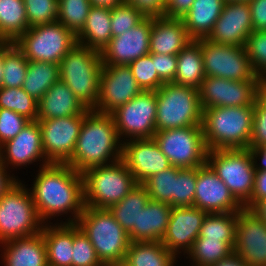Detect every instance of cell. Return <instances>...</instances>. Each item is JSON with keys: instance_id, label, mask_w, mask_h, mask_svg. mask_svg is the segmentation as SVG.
<instances>
[{"instance_id": "681fc988", "label": "cell", "mask_w": 266, "mask_h": 266, "mask_svg": "<svg viewBox=\"0 0 266 266\" xmlns=\"http://www.w3.org/2000/svg\"><path fill=\"white\" fill-rule=\"evenodd\" d=\"M266 143V106L259 100L255 102L252 133L249 148H257Z\"/></svg>"}, {"instance_id": "ac0fdd59", "label": "cell", "mask_w": 266, "mask_h": 266, "mask_svg": "<svg viewBox=\"0 0 266 266\" xmlns=\"http://www.w3.org/2000/svg\"><path fill=\"white\" fill-rule=\"evenodd\" d=\"M206 215V212L195 206L172 207L167 230L161 243L181 260L182 255L186 256L199 236Z\"/></svg>"}, {"instance_id": "f6af8a7d", "label": "cell", "mask_w": 266, "mask_h": 266, "mask_svg": "<svg viewBox=\"0 0 266 266\" xmlns=\"http://www.w3.org/2000/svg\"><path fill=\"white\" fill-rule=\"evenodd\" d=\"M145 17L140 10L125 2L111 9L112 37L126 33V31L135 27Z\"/></svg>"}, {"instance_id": "816d5d0a", "label": "cell", "mask_w": 266, "mask_h": 266, "mask_svg": "<svg viewBox=\"0 0 266 266\" xmlns=\"http://www.w3.org/2000/svg\"><path fill=\"white\" fill-rule=\"evenodd\" d=\"M133 5L145 16H164L166 0H124Z\"/></svg>"}, {"instance_id": "11a10c76", "label": "cell", "mask_w": 266, "mask_h": 266, "mask_svg": "<svg viewBox=\"0 0 266 266\" xmlns=\"http://www.w3.org/2000/svg\"><path fill=\"white\" fill-rule=\"evenodd\" d=\"M263 199H266V171H256L252 197L244 208L250 209L257 201Z\"/></svg>"}, {"instance_id": "d4e9b609", "label": "cell", "mask_w": 266, "mask_h": 266, "mask_svg": "<svg viewBox=\"0 0 266 266\" xmlns=\"http://www.w3.org/2000/svg\"><path fill=\"white\" fill-rule=\"evenodd\" d=\"M192 40L182 19L153 16L150 53L177 55Z\"/></svg>"}, {"instance_id": "484cf974", "label": "cell", "mask_w": 266, "mask_h": 266, "mask_svg": "<svg viewBox=\"0 0 266 266\" xmlns=\"http://www.w3.org/2000/svg\"><path fill=\"white\" fill-rule=\"evenodd\" d=\"M89 109L61 80L54 83L38 101L39 119L62 118L85 114Z\"/></svg>"}, {"instance_id": "bcb514c9", "label": "cell", "mask_w": 266, "mask_h": 266, "mask_svg": "<svg viewBox=\"0 0 266 266\" xmlns=\"http://www.w3.org/2000/svg\"><path fill=\"white\" fill-rule=\"evenodd\" d=\"M245 48L254 72L262 79L266 76V31H253Z\"/></svg>"}, {"instance_id": "3957f363", "label": "cell", "mask_w": 266, "mask_h": 266, "mask_svg": "<svg viewBox=\"0 0 266 266\" xmlns=\"http://www.w3.org/2000/svg\"><path fill=\"white\" fill-rule=\"evenodd\" d=\"M254 108L255 104L204 109L201 125L207 149L249 148Z\"/></svg>"}, {"instance_id": "4fadbf2b", "label": "cell", "mask_w": 266, "mask_h": 266, "mask_svg": "<svg viewBox=\"0 0 266 266\" xmlns=\"http://www.w3.org/2000/svg\"><path fill=\"white\" fill-rule=\"evenodd\" d=\"M111 115L122 142L153 138L156 132V91H142Z\"/></svg>"}, {"instance_id": "94428289", "label": "cell", "mask_w": 266, "mask_h": 266, "mask_svg": "<svg viewBox=\"0 0 266 266\" xmlns=\"http://www.w3.org/2000/svg\"><path fill=\"white\" fill-rule=\"evenodd\" d=\"M91 6L113 9L123 4L124 0H89Z\"/></svg>"}, {"instance_id": "db71d44e", "label": "cell", "mask_w": 266, "mask_h": 266, "mask_svg": "<svg viewBox=\"0 0 266 266\" xmlns=\"http://www.w3.org/2000/svg\"><path fill=\"white\" fill-rule=\"evenodd\" d=\"M195 0H166L164 16L169 18L184 17Z\"/></svg>"}, {"instance_id": "b9f144b4", "label": "cell", "mask_w": 266, "mask_h": 266, "mask_svg": "<svg viewBox=\"0 0 266 266\" xmlns=\"http://www.w3.org/2000/svg\"><path fill=\"white\" fill-rule=\"evenodd\" d=\"M128 66L142 91H157L164 84L152 62V53L141 56Z\"/></svg>"}, {"instance_id": "d6a6232c", "label": "cell", "mask_w": 266, "mask_h": 266, "mask_svg": "<svg viewBox=\"0 0 266 266\" xmlns=\"http://www.w3.org/2000/svg\"><path fill=\"white\" fill-rule=\"evenodd\" d=\"M149 200L146 187L137 184L119 203L110 206L108 210L130 237L138 229L139 213Z\"/></svg>"}, {"instance_id": "e7e4bbea", "label": "cell", "mask_w": 266, "mask_h": 266, "mask_svg": "<svg viewBox=\"0 0 266 266\" xmlns=\"http://www.w3.org/2000/svg\"><path fill=\"white\" fill-rule=\"evenodd\" d=\"M9 44L8 41L0 39V52Z\"/></svg>"}, {"instance_id": "f1b7e54d", "label": "cell", "mask_w": 266, "mask_h": 266, "mask_svg": "<svg viewBox=\"0 0 266 266\" xmlns=\"http://www.w3.org/2000/svg\"><path fill=\"white\" fill-rule=\"evenodd\" d=\"M76 36L78 44L103 52L112 38L111 9L91 6L85 24Z\"/></svg>"}, {"instance_id": "d6986e66", "label": "cell", "mask_w": 266, "mask_h": 266, "mask_svg": "<svg viewBox=\"0 0 266 266\" xmlns=\"http://www.w3.org/2000/svg\"><path fill=\"white\" fill-rule=\"evenodd\" d=\"M194 206L207 214L238 212L244 208L207 163L197 168Z\"/></svg>"}, {"instance_id": "74e56055", "label": "cell", "mask_w": 266, "mask_h": 266, "mask_svg": "<svg viewBox=\"0 0 266 266\" xmlns=\"http://www.w3.org/2000/svg\"><path fill=\"white\" fill-rule=\"evenodd\" d=\"M2 65V87H22L27 73L28 60L14 43H9L2 50Z\"/></svg>"}, {"instance_id": "680465c9", "label": "cell", "mask_w": 266, "mask_h": 266, "mask_svg": "<svg viewBox=\"0 0 266 266\" xmlns=\"http://www.w3.org/2000/svg\"><path fill=\"white\" fill-rule=\"evenodd\" d=\"M212 266H248L235 252Z\"/></svg>"}, {"instance_id": "6da1fadb", "label": "cell", "mask_w": 266, "mask_h": 266, "mask_svg": "<svg viewBox=\"0 0 266 266\" xmlns=\"http://www.w3.org/2000/svg\"><path fill=\"white\" fill-rule=\"evenodd\" d=\"M31 182L33 184L30 186L27 183V186L43 224L78 221L85 209L82 173L75 171L68 164L50 163L37 169Z\"/></svg>"}, {"instance_id": "ba28073f", "label": "cell", "mask_w": 266, "mask_h": 266, "mask_svg": "<svg viewBox=\"0 0 266 266\" xmlns=\"http://www.w3.org/2000/svg\"><path fill=\"white\" fill-rule=\"evenodd\" d=\"M25 183L18 180L0 198V243L14 238L31 237L41 232L43 223Z\"/></svg>"}, {"instance_id": "ffe728a7", "label": "cell", "mask_w": 266, "mask_h": 266, "mask_svg": "<svg viewBox=\"0 0 266 266\" xmlns=\"http://www.w3.org/2000/svg\"><path fill=\"white\" fill-rule=\"evenodd\" d=\"M233 251L248 266H266V223L249 209L237 212Z\"/></svg>"}, {"instance_id": "003e7915", "label": "cell", "mask_w": 266, "mask_h": 266, "mask_svg": "<svg viewBox=\"0 0 266 266\" xmlns=\"http://www.w3.org/2000/svg\"><path fill=\"white\" fill-rule=\"evenodd\" d=\"M262 81H263L264 83H266V76L262 79Z\"/></svg>"}, {"instance_id": "836d02e7", "label": "cell", "mask_w": 266, "mask_h": 266, "mask_svg": "<svg viewBox=\"0 0 266 266\" xmlns=\"http://www.w3.org/2000/svg\"><path fill=\"white\" fill-rule=\"evenodd\" d=\"M28 29L24 0H0V39L14 43Z\"/></svg>"}, {"instance_id": "7c38bea8", "label": "cell", "mask_w": 266, "mask_h": 266, "mask_svg": "<svg viewBox=\"0 0 266 266\" xmlns=\"http://www.w3.org/2000/svg\"><path fill=\"white\" fill-rule=\"evenodd\" d=\"M205 74L233 81L262 80L249 61L245 46L217 44L200 39Z\"/></svg>"}, {"instance_id": "52a82bcc", "label": "cell", "mask_w": 266, "mask_h": 266, "mask_svg": "<svg viewBox=\"0 0 266 266\" xmlns=\"http://www.w3.org/2000/svg\"><path fill=\"white\" fill-rule=\"evenodd\" d=\"M156 99V131L202 126L203 110L197 88L164 83L156 91Z\"/></svg>"}, {"instance_id": "be15d7a7", "label": "cell", "mask_w": 266, "mask_h": 266, "mask_svg": "<svg viewBox=\"0 0 266 266\" xmlns=\"http://www.w3.org/2000/svg\"><path fill=\"white\" fill-rule=\"evenodd\" d=\"M3 79V65H2V51L0 52V88L2 87Z\"/></svg>"}, {"instance_id": "30bf717a", "label": "cell", "mask_w": 266, "mask_h": 266, "mask_svg": "<svg viewBox=\"0 0 266 266\" xmlns=\"http://www.w3.org/2000/svg\"><path fill=\"white\" fill-rule=\"evenodd\" d=\"M206 163L243 206L251 199L256 170L248 148L208 150Z\"/></svg>"}, {"instance_id": "6125c7cd", "label": "cell", "mask_w": 266, "mask_h": 266, "mask_svg": "<svg viewBox=\"0 0 266 266\" xmlns=\"http://www.w3.org/2000/svg\"><path fill=\"white\" fill-rule=\"evenodd\" d=\"M258 99L266 106V83L263 81L259 86Z\"/></svg>"}, {"instance_id": "603a6c76", "label": "cell", "mask_w": 266, "mask_h": 266, "mask_svg": "<svg viewBox=\"0 0 266 266\" xmlns=\"http://www.w3.org/2000/svg\"><path fill=\"white\" fill-rule=\"evenodd\" d=\"M122 160L138 184L172 165L153 138L123 142Z\"/></svg>"}, {"instance_id": "8fae6325", "label": "cell", "mask_w": 266, "mask_h": 266, "mask_svg": "<svg viewBox=\"0 0 266 266\" xmlns=\"http://www.w3.org/2000/svg\"><path fill=\"white\" fill-rule=\"evenodd\" d=\"M153 139L172 166L182 169L206 164L208 149L202 126L156 131Z\"/></svg>"}, {"instance_id": "cb8c5ba5", "label": "cell", "mask_w": 266, "mask_h": 266, "mask_svg": "<svg viewBox=\"0 0 266 266\" xmlns=\"http://www.w3.org/2000/svg\"><path fill=\"white\" fill-rule=\"evenodd\" d=\"M1 266H48L42 233L0 243Z\"/></svg>"}, {"instance_id": "8d00e7d4", "label": "cell", "mask_w": 266, "mask_h": 266, "mask_svg": "<svg viewBox=\"0 0 266 266\" xmlns=\"http://www.w3.org/2000/svg\"><path fill=\"white\" fill-rule=\"evenodd\" d=\"M236 225L237 212L207 214L198 237L226 242L233 249Z\"/></svg>"}, {"instance_id": "f5cc1de1", "label": "cell", "mask_w": 266, "mask_h": 266, "mask_svg": "<svg viewBox=\"0 0 266 266\" xmlns=\"http://www.w3.org/2000/svg\"><path fill=\"white\" fill-rule=\"evenodd\" d=\"M253 31H266V0H249Z\"/></svg>"}, {"instance_id": "7a4b0ae2", "label": "cell", "mask_w": 266, "mask_h": 266, "mask_svg": "<svg viewBox=\"0 0 266 266\" xmlns=\"http://www.w3.org/2000/svg\"><path fill=\"white\" fill-rule=\"evenodd\" d=\"M123 142L111 114L89 109L84 114L72 158L66 163L75 171L109 165L122 159Z\"/></svg>"}, {"instance_id": "5bb4252c", "label": "cell", "mask_w": 266, "mask_h": 266, "mask_svg": "<svg viewBox=\"0 0 266 266\" xmlns=\"http://www.w3.org/2000/svg\"><path fill=\"white\" fill-rule=\"evenodd\" d=\"M262 80L233 81L206 76L199 90L202 110L213 107L252 106Z\"/></svg>"}, {"instance_id": "7402d4cb", "label": "cell", "mask_w": 266, "mask_h": 266, "mask_svg": "<svg viewBox=\"0 0 266 266\" xmlns=\"http://www.w3.org/2000/svg\"><path fill=\"white\" fill-rule=\"evenodd\" d=\"M251 32L253 25L248 1L225 2L212 32L206 39L217 44L245 46Z\"/></svg>"}, {"instance_id": "ab89813d", "label": "cell", "mask_w": 266, "mask_h": 266, "mask_svg": "<svg viewBox=\"0 0 266 266\" xmlns=\"http://www.w3.org/2000/svg\"><path fill=\"white\" fill-rule=\"evenodd\" d=\"M0 108L14 111L31 121L37 120L38 101L28 95L22 87L0 88Z\"/></svg>"}, {"instance_id": "9a60e30c", "label": "cell", "mask_w": 266, "mask_h": 266, "mask_svg": "<svg viewBox=\"0 0 266 266\" xmlns=\"http://www.w3.org/2000/svg\"><path fill=\"white\" fill-rule=\"evenodd\" d=\"M83 121L84 114L38 120L49 163L66 164L72 158Z\"/></svg>"}, {"instance_id": "c3c4849f", "label": "cell", "mask_w": 266, "mask_h": 266, "mask_svg": "<svg viewBox=\"0 0 266 266\" xmlns=\"http://www.w3.org/2000/svg\"><path fill=\"white\" fill-rule=\"evenodd\" d=\"M30 121L14 111L0 108V146L15 138Z\"/></svg>"}, {"instance_id": "ee69618b", "label": "cell", "mask_w": 266, "mask_h": 266, "mask_svg": "<svg viewBox=\"0 0 266 266\" xmlns=\"http://www.w3.org/2000/svg\"><path fill=\"white\" fill-rule=\"evenodd\" d=\"M72 266H104L98 259L88 237L73 223Z\"/></svg>"}, {"instance_id": "8992f818", "label": "cell", "mask_w": 266, "mask_h": 266, "mask_svg": "<svg viewBox=\"0 0 266 266\" xmlns=\"http://www.w3.org/2000/svg\"><path fill=\"white\" fill-rule=\"evenodd\" d=\"M82 176L85 206L92 208L108 209L119 203L138 184L122 159L89 168Z\"/></svg>"}, {"instance_id": "60d3db41", "label": "cell", "mask_w": 266, "mask_h": 266, "mask_svg": "<svg viewBox=\"0 0 266 266\" xmlns=\"http://www.w3.org/2000/svg\"><path fill=\"white\" fill-rule=\"evenodd\" d=\"M90 7L89 0H59L58 21L77 35L85 24Z\"/></svg>"}, {"instance_id": "e0dca14e", "label": "cell", "mask_w": 266, "mask_h": 266, "mask_svg": "<svg viewBox=\"0 0 266 266\" xmlns=\"http://www.w3.org/2000/svg\"><path fill=\"white\" fill-rule=\"evenodd\" d=\"M141 92L128 65H103L98 102L92 110L111 114Z\"/></svg>"}, {"instance_id": "03108f58", "label": "cell", "mask_w": 266, "mask_h": 266, "mask_svg": "<svg viewBox=\"0 0 266 266\" xmlns=\"http://www.w3.org/2000/svg\"><path fill=\"white\" fill-rule=\"evenodd\" d=\"M232 1H249V0H225V2H232Z\"/></svg>"}, {"instance_id": "83f0119b", "label": "cell", "mask_w": 266, "mask_h": 266, "mask_svg": "<svg viewBox=\"0 0 266 266\" xmlns=\"http://www.w3.org/2000/svg\"><path fill=\"white\" fill-rule=\"evenodd\" d=\"M172 207L150 199L140 211L138 229L129 237L131 242L161 241L169 223Z\"/></svg>"}, {"instance_id": "d590c367", "label": "cell", "mask_w": 266, "mask_h": 266, "mask_svg": "<svg viewBox=\"0 0 266 266\" xmlns=\"http://www.w3.org/2000/svg\"><path fill=\"white\" fill-rule=\"evenodd\" d=\"M233 252L226 242L197 237L184 262L188 259L189 266H212Z\"/></svg>"}, {"instance_id": "7bdbcfd3", "label": "cell", "mask_w": 266, "mask_h": 266, "mask_svg": "<svg viewBox=\"0 0 266 266\" xmlns=\"http://www.w3.org/2000/svg\"><path fill=\"white\" fill-rule=\"evenodd\" d=\"M29 28L58 21L59 0H24Z\"/></svg>"}, {"instance_id": "277c9868", "label": "cell", "mask_w": 266, "mask_h": 266, "mask_svg": "<svg viewBox=\"0 0 266 266\" xmlns=\"http://www.w3.org/2000/svg\"><path fill=\"white\" fill-rule=\"evenodd\" d=\"M76 224L88 237L104 266L122 265L131 241L108 209L85 206Z\"/></svg>"}, {"instance_id": "9f6ffc18", "label": "cell", "mask_w": 266, "mask_h": 266, "mask_svg": "<svg viewBox=\"0 0 266 266\" xmlns=\"http://www.w3.org/2000/svg\"><path fill=\"white\" fill-rule=\"evenodd\" d=\"M18 180H20L18 175L14 176L0 161V198Z\"/></svg>"}, {"instance_id": "f35d334b", "label": "cell", "mask_w": 266, "mask_h": 266, "mask_svg": "<svg viewBox=\"0 0 266 266\" xmlns=\"http://www.w3.org/2000/svg\"><path fill=\"white\" fill-rule=\"evenodd\" d=\"M181 168L172 166L152 175L143 183L150 199L175 207V187L177 173Z\"/></svg>"}, {"instance_id": "5b68a950", "label": "cell", "mask_w": 266, "mask_h": 266, "mask_svg": "<svg viewBox=\"0 0 266 266\" xmlns=\"http://www.w3.org/2000/svg\"><path fill=\"white\" fill-rule=\"evenodd\" d=\"M101 53L76 44L60 61V80L88 108L98 102L102 73Z\"/></svg>"}, {"instance_id": "44dd1931", "label": "cell", "mask_w": 266, "mask_h": 266, "mask_svg": "<svg viewBox=\"0 0 266 266\" xmlns=\"http://www.w3.org/2000/svg\"><path fill=\"white\" fill-rule=\"evenodd\" d=\"M153 16H146L135 27L112 37L101 52L103 65H129L132 61L150 53V31Z\"/></svg>"}, {"instance_id": "f546056e", "label": "cell", "mask_w": 266, "mask_h": 266, "mask_svg": "<svg viewBox=\"0 0 266 266\" xmlns=\"http://www.w3.org/2000/svg\"><path fill=\"white\" fill-rule=\"evenodd\" d=\"M225 0H195L182 20L192 39L207 38L219 18Z\"/></svg>"}, {"instance_id": "4316f807", "label": "cell", "mask_w": 266, "mask_h": 266, "mask_svg": "<svg viewBox=\"0 0 266 266\" xmlns=\"http://www.w3.org/2000/svg\"><path fill=\"white\" fill-rule=\"evenodd\" d=\"M48 266H72L73 223L43 224Z\"/></svg>"}, {"instance_id": "91938a15", "label": "cell", "mask_w": 266, "mask_h": 266, "mask_svg": "<svg viewBox=\"0 0 266 266\" xmlns=\"http://www.w3.org/2000/svg\"><path fill=\"white\" fill-rule=\"evenodd\" d=\"M249 210L266 223V199L257 201Z\"/></svg>"}, {"instance_id": "e575fe53", "label": "cell", "mask_w": 266, "mask_h": 266, "mask_svg": "<svg viewBox=\"0 0 266 266\" xmlns=\"http://www.w3.org/2000/svg\"><path fill=\"white\" fill-rule=\"evenodd\" d=\"M60 80L59 64L28 61V68L22 88L39 101L46 91Z\"/></svg>"}, {"instance_id": "6f0895ef", "label": "cell", "mask_w": 266, "mask_h": 266, "mask_svg": "<svg viewBox=\"0 0 266 266\" xmlns=\"http://www.w3.org/2000/svg\"><path fill=\"white\" fill-rule=\"evenodd\" d=\"M256 171H266V143L257 148H248ZM259 161V162H258Z\"/></svg>"}, {"instance_id": "9c48e42d", "label": "cell", "mask_w": 266, "mask_h": 266, "mask_svg": "<svg viewBox=\"0 0 266 266\" xmlns=\"http://www.w3.org/2000/svg\"><path fill=\"white\" fill-rule=\"evenodd\" d=\"M77 43V36L59 21L31 27L14 42L28 61L56 64Z\"/></svg>"}, {"instance_id": "2e32d148", "label": "cell", "mask_w": 266, "mask_h": 266, "mask_svg": "<svg viewBox=\"0 0 266 266\" xmlns=\"http://www.w3.org/2000/svg\"><path fill=\"white\" fill-rule=\"evenodd\" d=\"M0 161L14 176L13 171L17 168L26 170L29 165L40 168L50 164L43 151L42 133L37 120L30 121L15 138L0 146Z\"/></svg>"}, {"instance_id": "f907efd6", "label": "cell", "mask_w": 266, "mask_h": 266, "mask_svg": "<svg viewBox=\"0 0 266 266\" xmlns=\"http://www.w3.org/2000/svg\"><path fill=\"white\" fill-rule=\"evenodd\" d=\"M152 62L159 78L164 83L174 82L177 70V55L152 54Z\"/></svg>"}, {"instance_id": "1f68e13d", "label": "cell", "mask_w": 266, "mask_h": 266, "mask_svg": "<svg viewBox=\"0 0 266 266\" xmlns=\"http://www.w3.org/2000/svg\"><path fill=\"white\" fill-rule=\"evenodd\" d=\"M178 258L161 241L131 242L122 266H176Z\"/></svg>"}, {"instance_id": "4dcf8cb0", "label": "cell", "mask_w": 266, "mask_h": 266, "mask_svg": "<svg viewBox=\"0 0 266 266\" xmlns=\"http://www.w3.org/2000/svg\"><path fill=\"white\" fill-rule=\"evenodd\" d=\"M205 77L200 39H193L177 54L173 83L199 89Z\"/></svg>"}, {"instance_id": "7dc6e473", "label": "cell", "mask_w": 266, "mask_h": 266, "mask_svg": "<svg viewBox=\"0 0 266 266\" xmlns=\"http://www.w3.org/2000/svg\"><path fill=\"white\" fill-rule=\"evenodd\" d=\"M197 168H182L177 173L175 207L194 206Z\"/></svg>"}]
</instances>
